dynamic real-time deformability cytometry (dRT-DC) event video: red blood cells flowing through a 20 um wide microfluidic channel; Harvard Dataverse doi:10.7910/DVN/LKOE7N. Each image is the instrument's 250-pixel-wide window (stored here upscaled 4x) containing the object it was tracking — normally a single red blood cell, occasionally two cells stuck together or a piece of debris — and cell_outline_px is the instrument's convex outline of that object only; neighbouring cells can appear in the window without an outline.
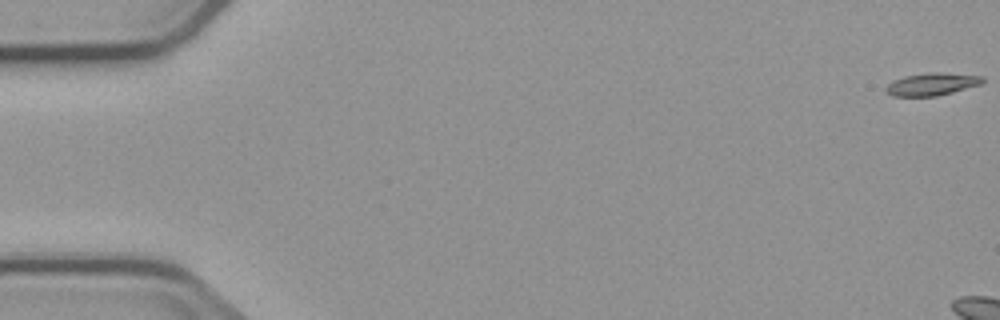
{"species": "common noctule bat (a hibernating species)", "species_latin": "Nyctalus noctula", "temperature_condition": "cold", "stored_images_in_passage": 4, "camera_frame_rate_fps": 3000, "um_per_image_px": 0.085, "animal": {"sex": "male", "body_mass_g": 23.1, "forearm_length_mm": 52.7}, "frame": {"image": 1, "passage_image": 1, "time_ms": 0.0, "image_size_px": [1000, 320], "cell_outline_px": [[984, 80], [980, 84], [952, 92], [936, 96], [892, 96], [884, 88], [888, 84], [904, 76], [928, 72], [936, 72], [984, 76]], "centroid_in_image_um": [79.21, 7.15], "position_along_channel_um": 5.8, "area_um2": 12.48}}